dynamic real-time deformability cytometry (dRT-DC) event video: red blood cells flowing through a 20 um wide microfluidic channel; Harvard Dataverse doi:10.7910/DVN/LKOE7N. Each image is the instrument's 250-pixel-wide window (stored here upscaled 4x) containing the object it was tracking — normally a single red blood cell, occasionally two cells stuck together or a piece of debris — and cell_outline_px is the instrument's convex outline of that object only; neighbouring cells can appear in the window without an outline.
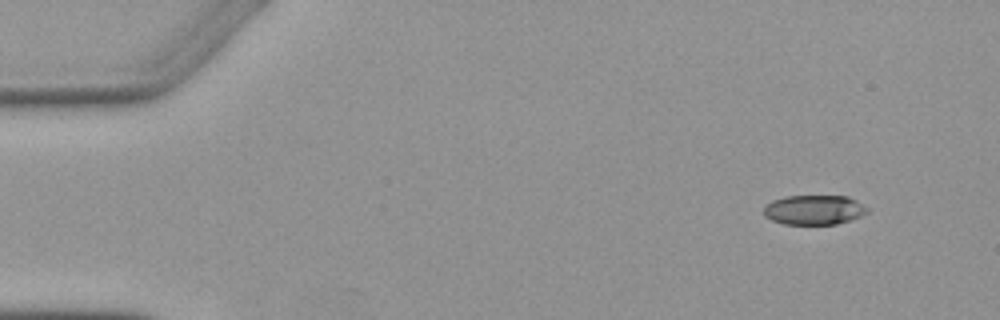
{"species": "Egyptian fruit bat (a non-hibernating species)", "species_latin": "Rousettus aegyptiacus", "temperature_condition": "warm", "stored_images_in_passage": 4, "camera_frame_rate_fps": 3000, "um_per_image_px": 0.085, "animal": {"sex": "female"}, "frame": {"image": 1, "passage_image": 1, "time_ms": 0.0, "image_size_px": [1000, 320], "cell_outline_px": [[868, 212], [852, 220], [836, 224], [784, 224], [772, 220], [764, 216], [764, 208], [772, 200], [788, 196], [848, 196], [856, 200], [868, 208]], "centroid_in_image_um": [69.21, 17.84], "position_along_channel_um": 15.8, "area_um2": 17.86}}
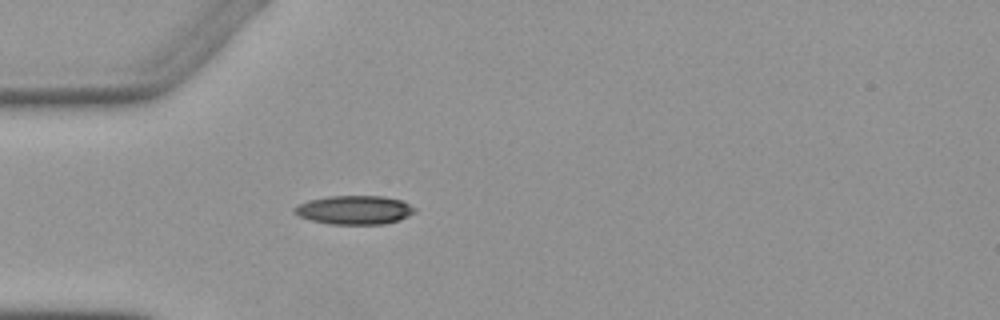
{"frame": {"image": 2, "passage_image": 4, "time_ms": 3.667, "image_size_px": [1000, 320], "cell_outline_px": [[416, 212], [400, 220], [384, 224], [332, 224], [312, 220], [300, 216], [292, 212], [292, 208], [308, 200], [328, 196], [384, 196], [400, 200], [416, 208]], "centroid_in_image_um": [30.13, 17.84], "position_along_channel_um": 54.9, "area_um2": 20.17}}